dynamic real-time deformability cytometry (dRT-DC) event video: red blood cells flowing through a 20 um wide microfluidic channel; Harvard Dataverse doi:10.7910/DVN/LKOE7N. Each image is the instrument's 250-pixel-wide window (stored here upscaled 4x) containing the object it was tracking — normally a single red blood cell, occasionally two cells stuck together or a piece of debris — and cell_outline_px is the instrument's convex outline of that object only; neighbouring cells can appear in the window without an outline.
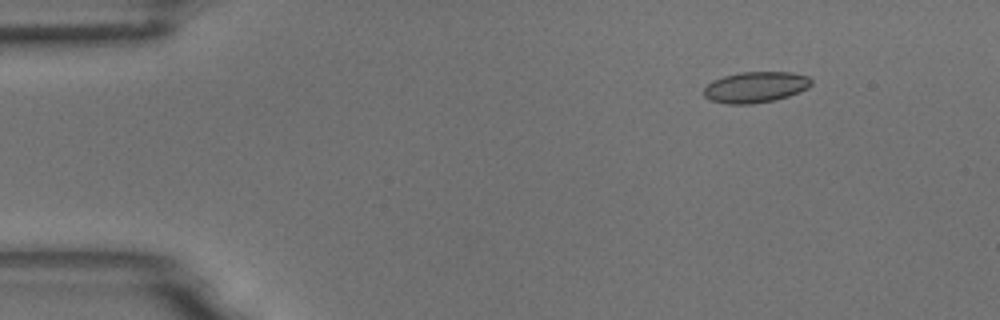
{"species": "common noctule bat (a hibernating species)", "species_latin": "Nyctalus noctula", "temperature_condition": "room temperature", "stored_images_in_passage": 6, "camera_frame_rate_fps": 3000, "um_per_image_px": 0.085, "animal": {"sex": "male", "body_mass_g": 18.8}, "frame": {"image": 1, "passage_image": 3, "time_ms": 0.667, "image_size_px": [1000, 320], "cell_outline_px": [[812, 84], [808, 88], [788, 96], [772, 100], [748, 104], [728, 104], [712, 100], [704, 96], [704, 88], [712, 80], [724, 76], [740, 72], [792, 72], [808, 76], [812, 80]], "centroid_in_image_um": [64.23, 7.39], "position_along_channel_um": 20.8, "area_um2": 19.25}}
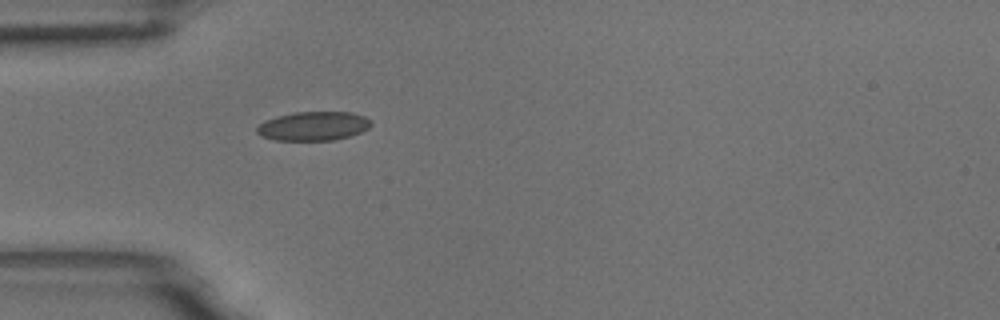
{"frame": {"image": 2, "passage_image": 6, "time_ms": 1.667, "image_size_px": [1000, 320], "cell_outline_px": [[372, 124], [368, 128], [360, 132], [348, 136], [332, 140], [272, 140], [260, 136], [256, 132], [256, 128], [264, 120], [276, 116], [296, 112], [352, 112], [364, 116], [372, 120]], "centroid_in_image_um": [26.61, 10.71], "position_along_channel_um": 58.4, "area_um2": 19.36}}